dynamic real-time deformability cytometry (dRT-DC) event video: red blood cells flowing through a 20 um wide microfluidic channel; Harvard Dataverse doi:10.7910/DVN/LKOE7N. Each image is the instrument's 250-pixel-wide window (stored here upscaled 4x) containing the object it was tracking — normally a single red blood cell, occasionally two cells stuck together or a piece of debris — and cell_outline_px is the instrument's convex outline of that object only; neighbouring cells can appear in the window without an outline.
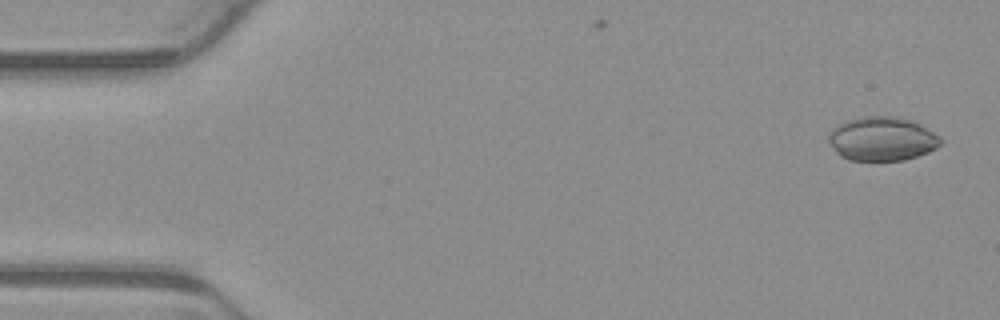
{"species": "common noctule bat (a hibernating species)", "species_latin": "Nyctalus noctula", "temperature_condition": "warm", "stored_images_in_passage": 6, "camera_frame_rate_fps": 3000, "um_per_image_px": 0.085, "animal": {"sex": "male", "body_mass_g": 23.1, "forearm_length_mm": 52.7}, "frame": {"image": 1, "passage_image": 1, "time_ms": 0.0, "image_size_px": [1000, 320], "cell_outline_px": [[944, 140], [936, 148], [928, 152], [904, 160], [848, 160], [840, 156], [836, 152], [828, 140], [828, 132], [836, 124], [844, 120], [864, 116], [892, 116], [908, 120], [920, 124], [940, 136]], "centroid_in_image_um": [74.94, 11.79], "position_along_channel_um": 10.1, "area_um2": 28.84}}
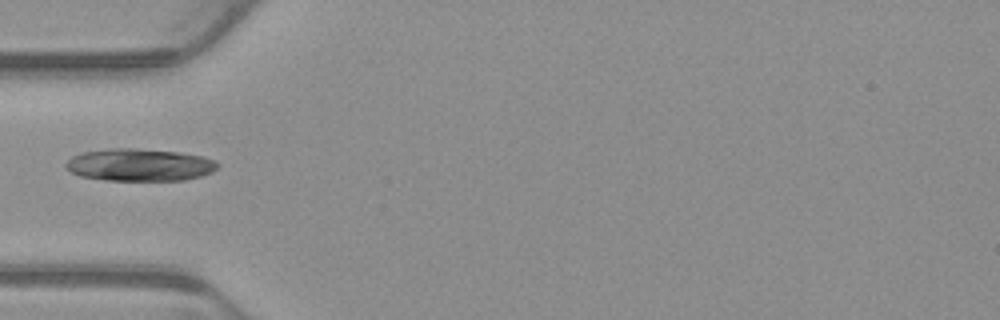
{"frame": {"image": 2, "passage_image": 5, "time_ms": 1.333, "image_size_px": [1000, 320], "cell_outline_px": [[220, 164], [212, 172], [200, 176], [184, 180], [104, 180], [80, 176], [72, 172], [64, 164], [72, 156], [84, 152], [112, 148], [136, 148], [176, 152], [204, 156], [216, 160]], "centroid_in_image_um": [11.89, 14.01], "position_along_channel_um": 73.1, "area_um2": 28.55}}
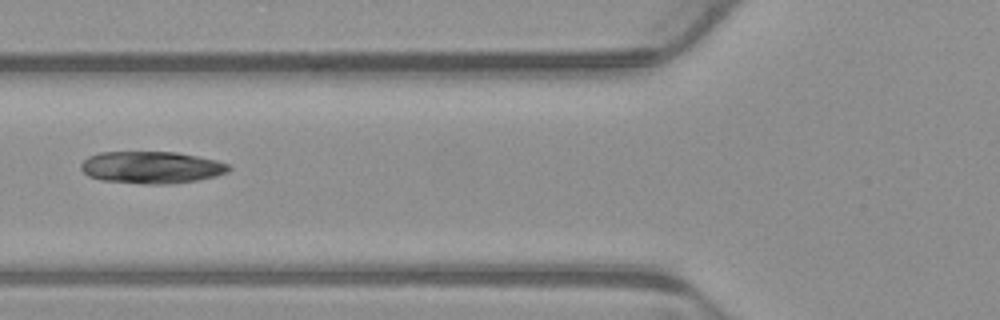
{"frame": {"image": 3, "passage_image": 6, "time_ms": 1.667, "image_size_px": [1000, 320], "cell_outline_px": [[232, 168], [228, 172], [216, 176], [196, 180], [168, 184], [144, 184], [100, 180], [88, 176], [80, 168], [80, 164], [88, 156], [100, 152], [176, 152], [216, 160], [228, 164]], "centroid_in_image_um": [12.85, 14.23], "position_along_channel_um": 112.9, "area_um2": 27.69}}